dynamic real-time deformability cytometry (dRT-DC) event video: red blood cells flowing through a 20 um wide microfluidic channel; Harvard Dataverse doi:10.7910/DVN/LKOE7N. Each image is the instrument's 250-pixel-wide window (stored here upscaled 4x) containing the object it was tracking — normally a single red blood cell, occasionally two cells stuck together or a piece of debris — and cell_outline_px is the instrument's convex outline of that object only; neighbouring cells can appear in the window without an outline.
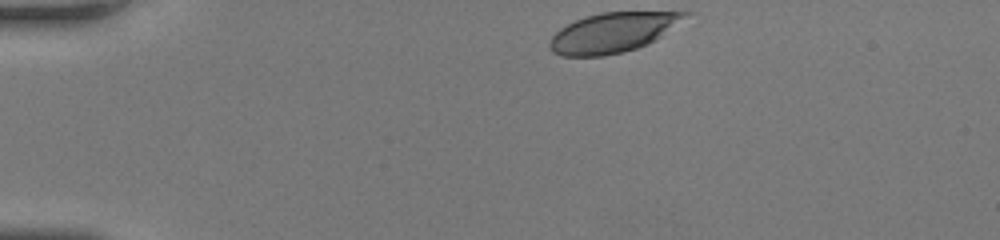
{"species": "human", "species_latin": "Homo sapiens", "temperature_condition": "room temperature", "stored_images_in_passage": 34, "camera_frame_rate_fps": 3000, "um_per_image_px": 0.085, "donor": {"sex": "female"}, "frame": {"image": 1, "passage_image": 1, "time_ms": 0.0, "image_size_px": [1000, 240], "cell_outline_px": [[696, 12], [656, 40], [648, 44], [624, 52], [604, 56], [560, 56], [552, 52], [548, 44], [552, 36], [560, 28], [584, 16], [600, 12]], "centroid_in_image_um": [52.11, 2.76], "position_along_channel_um": 32.9, "area_um2": 31.62}}
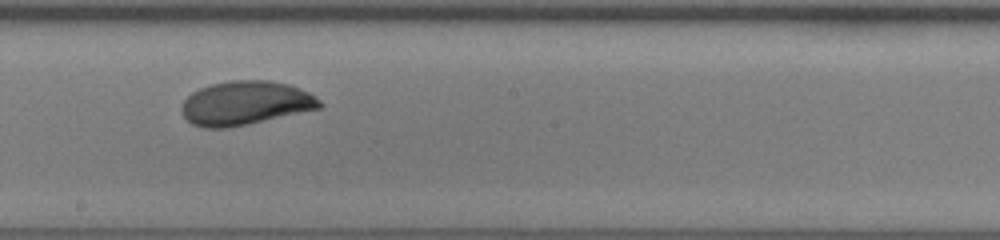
{"frame": {"image": 2, "passage_image": 20, "time_ms": 6.333, "image_size_px": [1000, 240], "cell_outline_px": [[324, 104], [320, 108], [248, 124], [228, 128], [204, 128], [192, 124], [180, 112], [180, 108], [184, 100], [192, 92], [208, 84], [228, 80], [268, 80], [288, 84], [308, 92], [320, 100]], "centroid_in_image_um": [20.82, 8.76], "position_along_channel_um": 227.4, "area_um2": 35.43}}
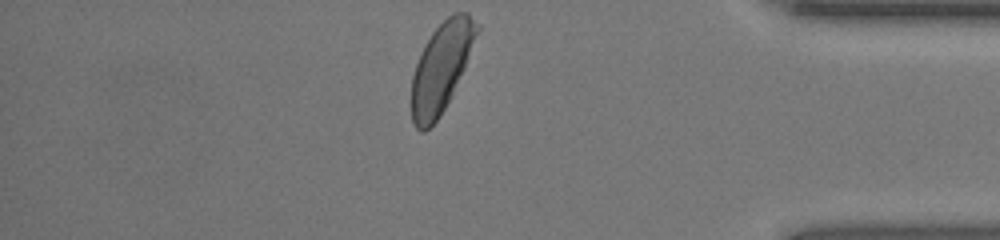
{"frame": {"image": 3, "passage_image": 34, "time_ms": 11.0, "image_size_px": [1000, 240], "cell_outline_px": [[480, 28], [464, 68], [440, 116], [424, 132], [420, 132], [416, 128], [412, 120], [412, 76], [416, 64], [424, 44], [432, 32], [452, 12], [468, 12], [480, 24]], "centroid_in_image_um": [37.51, 5.68], "position_along_channel_um": 397.7, "area_um2": 33.52}, "authors_computed_cell_mechanics": {"area_um2": 34.5066, "velocity_mm_per_s": 4.1786, "shape_relaxation_time_tau1_ms": 3.548, "shape_relaxation_time_tau2_ms": null, "deformation_change_tau1": 0.1505, "deformation_change_tau2": null}}